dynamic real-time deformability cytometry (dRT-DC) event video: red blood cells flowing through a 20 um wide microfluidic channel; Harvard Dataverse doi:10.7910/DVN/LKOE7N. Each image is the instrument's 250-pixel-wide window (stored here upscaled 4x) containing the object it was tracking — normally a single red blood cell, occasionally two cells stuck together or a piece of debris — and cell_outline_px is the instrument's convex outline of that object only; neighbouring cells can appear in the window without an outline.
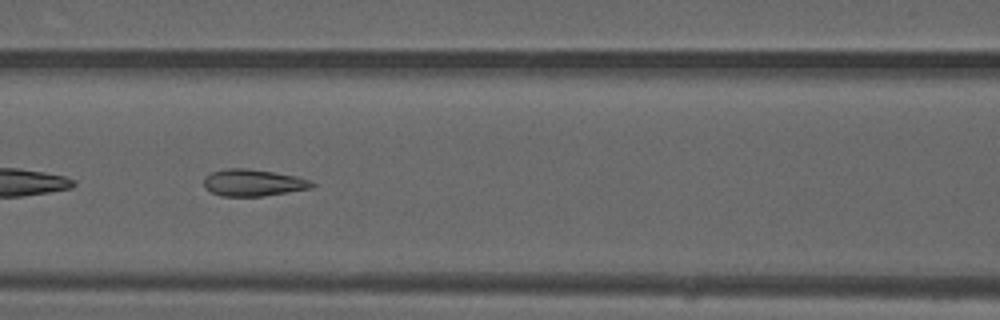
{"species": "common noctule bat (a hibernating species)", "species_latin": "Nyctalus noctula", "temperature_condition": "warm", "stored_images_in_passage": 50, "camera_frame_rate_fps": 3000, "um_per_image_px": 0.085, "animal": {"sex": "male", "forearm_length_mm": 52.5}, "frame": {"image": 1, "passage_image": 22, "time_ms": 7.0, "image_size_px": [1000, 320], "cell_outline_px": [[316, 184], [312, 188], [264, 196], [220, 196], [204, 188], [204, 176], [212, 172], [224, 168], [248, 168], [296, 176], [312, 180]], "centroid_in_image_um": [21.51, 15.53], "position_along_channel_um": 145.1, "area_um2": 17.05}, "authors_computed_cell_mechanics": {"area_um2": 17.2822, "velocity_mm_per_s": 4.0931, "shape_relaxation_time_tau1_ms": null, "shape_relaxation_time_tau2_ms": 0.9744, "deformation_change_tau1": null, "deformation_change_tau2": 0.0899}}